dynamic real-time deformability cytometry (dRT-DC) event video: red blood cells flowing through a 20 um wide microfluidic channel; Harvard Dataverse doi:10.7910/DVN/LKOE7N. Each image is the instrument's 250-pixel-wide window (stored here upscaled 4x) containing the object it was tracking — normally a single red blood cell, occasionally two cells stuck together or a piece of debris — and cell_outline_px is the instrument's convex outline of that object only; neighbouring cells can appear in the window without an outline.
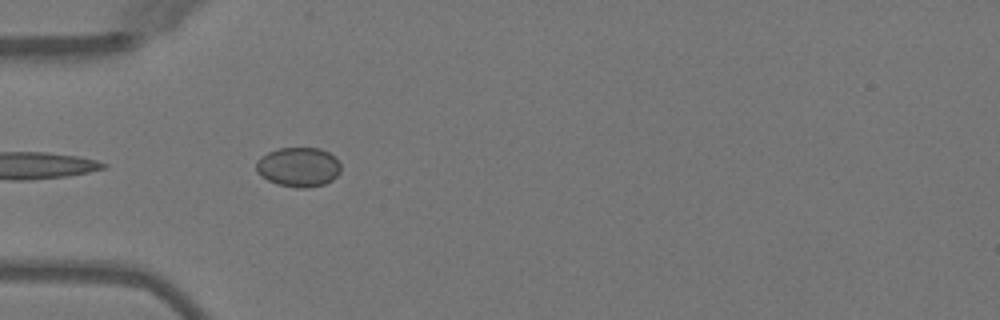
{"species": "Egyptian fruit bat (a non-hibernating species)", "species_latin": "Rousettus aegyptiacus", "temperature_condition": "warm", "stored_images_in_passage": 7, "camera_frame_rate_fps": 3000, "um_per_image_px": 0.085, "animal": {"sex": "female"}, "frame": {"image": 1, "passage_image": 5, "time_ms": 4.667, "image_size_px": [1000, 320], "cell_outline_px": [[340, 172], [332, 180], [324, 184], [308, 188], [296, 188], [276, 184], [260, 176], [256, 172], [256, 160], [260, 156], [268, 152], [280, 148], [320, 148], [328, 152], [340, 164]], "centroid_in_image_um": [25.33, 14.21], "position_along_channel_um": 59.7, "area_um2": 19.59}}
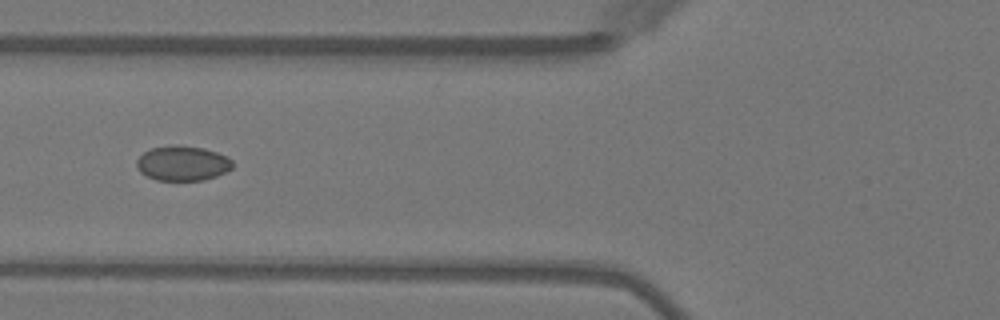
{"frame": {"image": 2, "passage_image": 6, "time_ms": 6.0, "image_size_px": [1000, 320], "cell_outline_px": [[232, 168], [216, 176], [204, 180], [156, 180], [140, 172], [136, 168], [136, 160], [144, 152], [152, 148], [172, 144], [176, 144], [204, 148], [228, 156], [232, 160]], "centroid_in_image_um": [15.5, 13.87], "position_along_channel_um": 110.3, "area_um2": 19.59}}
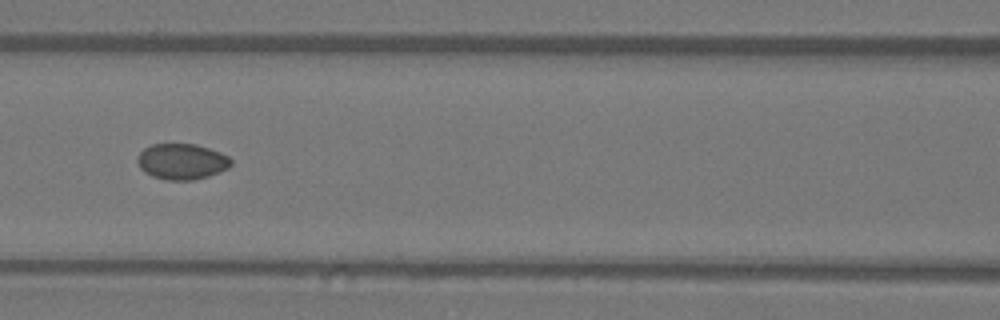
{"frame": {"image": 3, "passage_image": 7, "time_ms": 7.0, "image_size_px": [1000, 320], "cell_outline_px": [[232, 164], [228, 168], [220, 172], [208, 176], [192, 180], [164, 180], [152, 176], [144, 172], [140, 168], [136, 160], [136, 156], [144, 148], [152, 144], [196, 144], [220, 152], [228, 156], [232, 160]], "centroid_in_image_um": [15.43, 13.73], "position_along_channel_um": 151.2, "area_um2": 19.71}}